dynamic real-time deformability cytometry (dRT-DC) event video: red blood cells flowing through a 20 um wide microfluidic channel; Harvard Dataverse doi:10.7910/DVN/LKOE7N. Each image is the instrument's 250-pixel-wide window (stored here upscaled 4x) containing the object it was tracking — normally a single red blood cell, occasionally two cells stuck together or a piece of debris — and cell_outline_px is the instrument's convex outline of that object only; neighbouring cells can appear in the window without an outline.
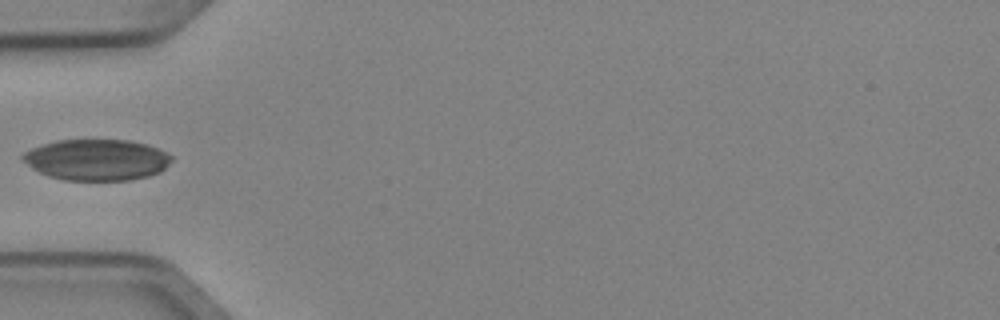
{"species": "Egyptian fruit bat (a non-hibernating species)", "species_latin": "Rousettus aegyptiacus", "temperature_condition": "cold", "stored_images_in_passage": 5, "camera_frame_rate_fps": 3000, "um_per_image_px": 0.085, "animal": {"sex": "female"}, "frame": {"image": 1, "passage_image": 5, "time_ms": 1.333, "image_size_px": [1000, 320], "cell_outline_px": [[172, 160], [160, 172], [148, 176], [128, 180], [64, 180], [48, 176], [32, 168], [20, 160], [20, 156], [24, 152], [32, 148], [56, 140], [128, 140], [148, 144], [168, 152], [172, 156]], "centroid_in_image_um": [8.21, 13.58], "position_along_channel_um": 76.8, "area_um2": 35.84}}